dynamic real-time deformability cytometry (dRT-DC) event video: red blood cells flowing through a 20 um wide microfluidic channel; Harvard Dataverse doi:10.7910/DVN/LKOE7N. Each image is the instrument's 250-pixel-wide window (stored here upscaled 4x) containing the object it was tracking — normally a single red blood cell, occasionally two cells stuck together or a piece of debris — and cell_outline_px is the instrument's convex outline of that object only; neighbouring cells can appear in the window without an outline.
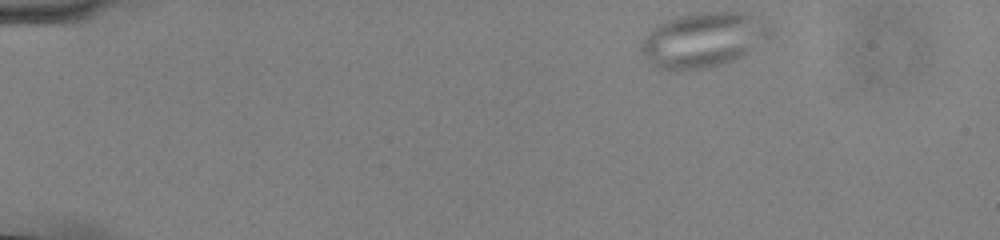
{"species": "common noctule bat (a hibernating species)", "species_latin": "Nyctalus noctula", "temperature_condition": "cold", "stored_images_in_passage": 48, "camera_frame_rate_fps": 3000, "um_per_image_px": 0.085, "animal": {"sex": "male", "body_mass_g": 13.0, "forearm_length_mm": 53.1}, "frame": {"image": 1, "passage_image": 1, "time_ms": 0.0, "image_size_px": [1000, 240], "cell_outline_px": [[772, 36], [748, 52], [732, 60], [708, 68], [660, 68], [652, 64], [648, 60], [640, 48], [648, 32], [656, 24], [680, 16], [700, 12], [744, 12], [768, 20], [772, 24]], "centroid_in_image_um": [59.87, 3.33], "position_along_channel_um": 25.1, "area_um2": 40.86}}
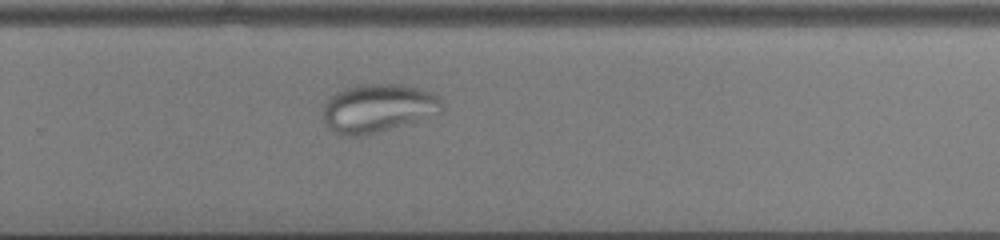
{"frame": {"image": 2, "passage_image": 31, "time_ms": 10.0, "image_size_px": [1000, 240], "cell_outline_px": [[444, 108], [440, 112], [364, 136], [340, 136], [332, 132], [324, 120], [324, 104], [336, 92], [344, 88], [356, 84], [400, 84], [420, 88], [440, 96], [444, 104]], "centroid_in_image_um": [32.11, 9.18], "position_along_channel_um": 297.7, "area_um2": 33.41}}
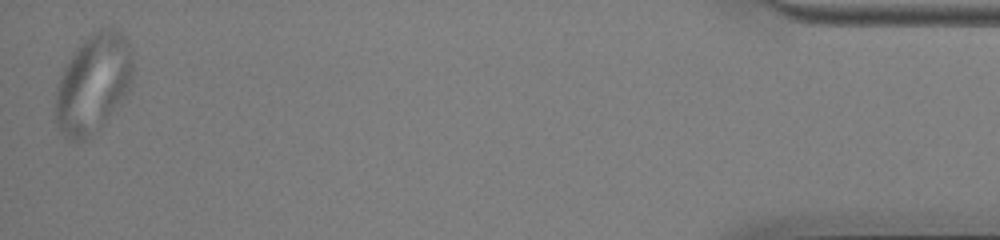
{"frame": {"image": 3, "passage_image": 48, "time_ms": 15.667, "image_size_px": [1000, 240], "cell_outline_px": [[132, 76], [128, 88], [124, 96], [100, 128], [84, 140], [72, 140], [64, 136], [60, 132], [56, 124], [56, 88], [60, 76], [68, 60], [80, 44], [92, 32], [100, 28], [112, 28], [128, 36], [132, 48]], "centroid_in_image_um": [7.93, 7.06], "position_along_channel_um": 427.3, "area_um2": 44.45}}